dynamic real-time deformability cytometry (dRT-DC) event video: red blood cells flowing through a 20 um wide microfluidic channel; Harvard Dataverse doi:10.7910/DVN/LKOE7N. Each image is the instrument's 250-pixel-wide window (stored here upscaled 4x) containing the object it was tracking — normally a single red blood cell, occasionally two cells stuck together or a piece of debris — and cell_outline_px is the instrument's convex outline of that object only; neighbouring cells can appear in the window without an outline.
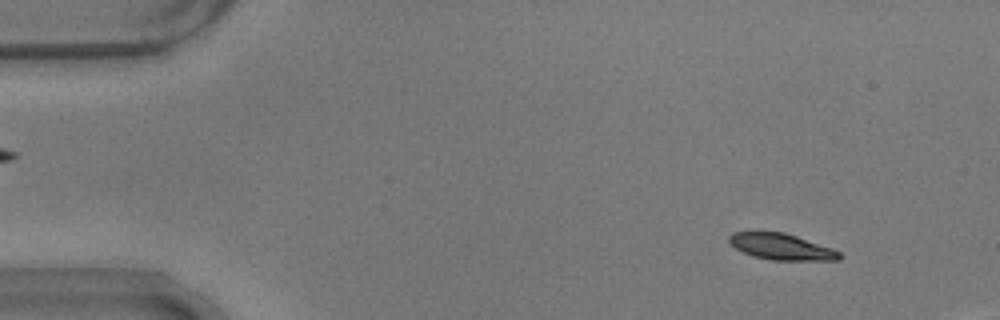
{"species": "common noctule bat (a hibernating species)", "species_latin": "Nyctalus noctula", "temperature_condition": "warm", "stored_images_in_passage": 16, "camera_frame_rate_fps": 3000, "um_per_image_px": 0.085, "animal": {"sex": "male", "body_mass_g": 17.9}, "frame": {"image": 1, "passage_image": 5, "time_ms": 1.333, "image_size_px": [1000, 320], "cell_outline_px": [[840, 260], [772, 260], [752, 256], [736, 248], [728, 240], [728, 236], [732, 232], [784, 232], [832, 248], [840, 252]], "centroid_in_image_um": [66.41, 20.97], "position_along_channel_um": 18.6, "area_um2": 16.65}}
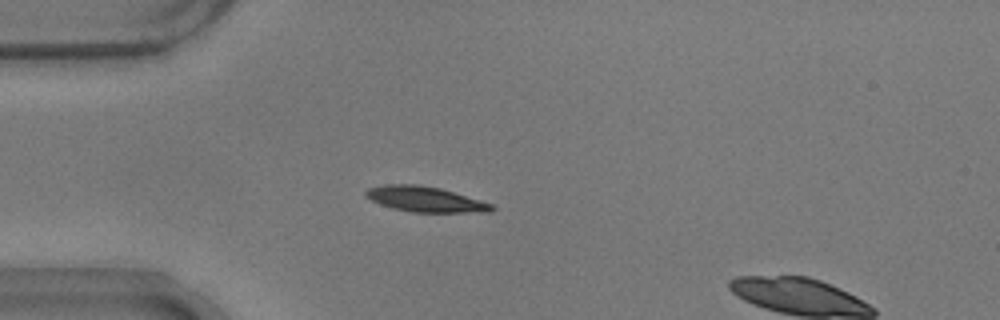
{"frame": {"image": 2, "passage_image": 14, "time_ms": 4.333, "image_size_px": [1000, 320], "cell_outline_px": [[496, 208], [492, 212], [412, 212], [392, 208], [380, 204], [364, 196], [364, 192], [368, 188], [384, 184], [420, 184], [440, 188], [480, 200], [492, 204]], "centroid_in_image_um": [36.13, 16.93], "position_along_channel_um": 48.9, "area_um2": 18.67}}